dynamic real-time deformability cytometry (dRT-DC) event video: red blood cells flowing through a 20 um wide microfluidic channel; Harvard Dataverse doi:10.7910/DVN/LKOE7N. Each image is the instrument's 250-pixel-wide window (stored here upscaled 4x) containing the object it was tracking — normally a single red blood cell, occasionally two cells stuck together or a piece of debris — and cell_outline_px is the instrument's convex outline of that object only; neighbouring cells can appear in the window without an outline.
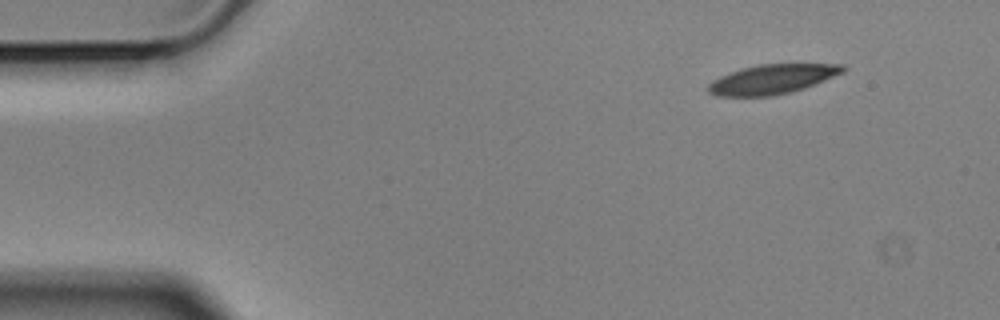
{"species": "Egyptian fruit bat (a non-hibernating species)", "species_latin": "Rousettus aegyptiacus", "temperature_condition": "cold", "stored_images_in_passage": 52, "camera_frame_rate_fps": 3000, "um_per_image_px": 0.085, "animal": {"sex": "male"}, "frame": {"image": 1, "passage_image": 1, "time_ms": 0.0, "image_size_px": [1000, 320], "cell_outline_px": [[848, 68], [844, 72], [804, 88], [792, 92], [772, 96], [716, 96], [708, 92], [708, 84], [712, 80], [720, 76], [740, 68], [760, 64], [844, 64]], "centroid_in_image_um": [65.63, 6.73], "position_along_channel_um": 19.4, "area_um2": 23.24}}
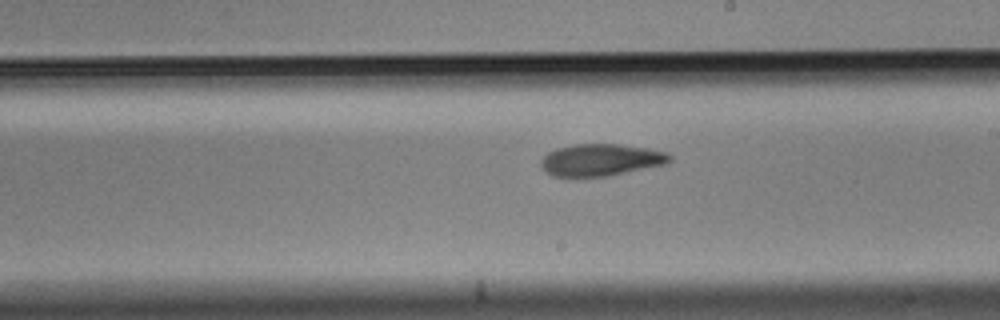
{"frame": {"image": 2, "passage_image": 27, "time_ms": 8.667, "image_size_px": [1000, 320], "cell_outline_px": [[672, 160], [668, 164], [608, 176], [576, 180], [552, 176], [540, 164], [540, 160], [548, 152], [556, 148], [576, 144], [620, 144], [648, 148], [668, 152], [672, 156]], "centroid_in_image_um": [51.07, 13.63], "position_along_channel_um": 237.9, "area_um2": 24.91}}
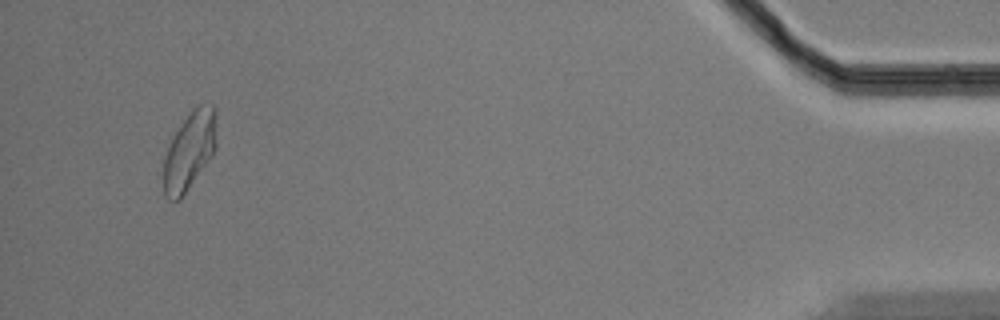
{"frame": {"image": 3, "passage_image": 49, "time_ms": 16.0, "image_size_px": [1000, 320], "cell_outline_px": [[216, 148], [180, 200], [168, 200], [164, 196], [164, 156], [176, 132], [192, 108], [200, 104], [212, 104], [216, 108]], "centroid_in_image_um": [16.12, 12.79], "position_along_channel_um": 419.1, "area_um2": 23.76}, "authors_computed_cell_mechanics": {"area_um2": 24.3338, "velocity_mm_per_s": 3.5014, "shape_relaxation_time_tau1_ms": 4.6765, "shape_relaxation_time_tau2_ms": 6.6402, "deformation_change_tau1": 0.1363, "deformation_change_tau2": 0.1214}}